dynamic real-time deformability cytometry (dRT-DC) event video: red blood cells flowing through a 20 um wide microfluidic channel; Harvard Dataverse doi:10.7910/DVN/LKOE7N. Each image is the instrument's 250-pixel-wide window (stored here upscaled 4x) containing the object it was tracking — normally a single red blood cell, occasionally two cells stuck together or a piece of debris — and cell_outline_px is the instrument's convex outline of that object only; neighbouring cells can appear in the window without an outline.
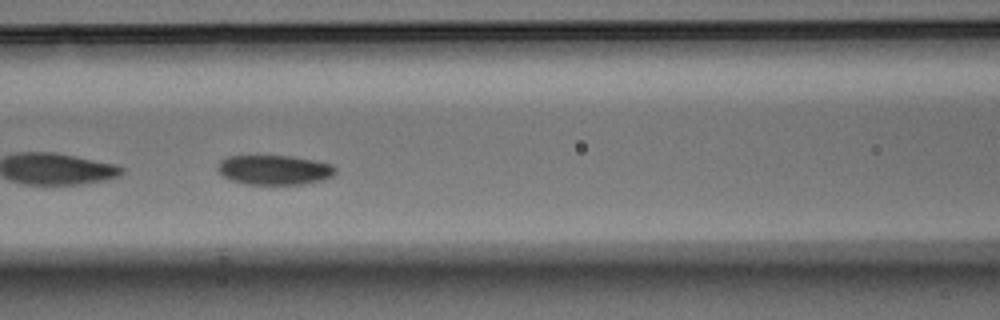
{"species": "Egyptian fruit bat (a non-hibernating species)", "species_latin": "Rousettus aegyptiacus", "temperature_condition": "warm", "stored_images_in_passage": 43, "segment_of_instrument_passage": [2, 2], "camera_frame_rate_fps": 3000, "um_per_image_px": 0.085, "animal": {"sex": "male"}, "frame": {"image": 1, "passage_image": 14, "time_ms": 4.333, "image_size_px": [1000, 320], "cell_outline_px": [[336, 172], [332, 176], [320, 180], [304, 184], [248, 184], [232, 180], [224, 176], [216, 168], [216, 164], [220, 160], [228, 156], [292, 156], [316, 160], [332, 164], [336, 168]], "centroid_in_image_um": [23.32, 14.43], "position_along_channel_um": 143.3, "area_um2": 20.35}}
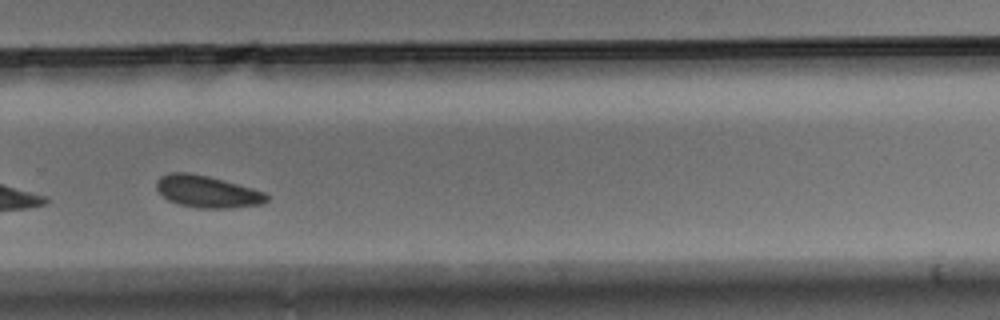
{"frame": {"image": 2, "passage_image": 27, "time_ms": 8.667, "image_size_px": [1000, 320], "cell_outline_px": [[268, 200], [264, 204], [228, 208], [196, 208], [180, 204], [168, 200], [156, 188], [156, 180], [160, 176], [168, 172], [188, 172], [208, 176], [224, 180], [252, 188], [264, 192], [268, 196]], "centroid_in_image_um": [17.6, 16.28], "position_along_channel_um": 312.2, "area_um2": 20.58}}
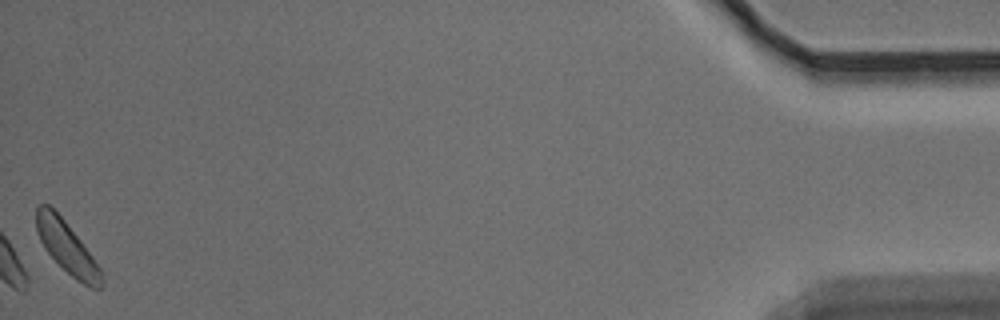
{"frame": {"image": 3, "passage_image": 43, "time_ms": 14.0, "image_size_px": [1000, 320], "cell_outline_px": [[104, 280], [100, 288], [92, 288], [76, 280], [44, 248], [36, 232], [36, 204], [48, 204], [64, 220], [80, 240], [92, 256], [100, 268], [104, 276]], "centroid_in_image_um": [5.68, 21.02], "position_along_channel_um": 429.5, "area_um2": 19.31}}